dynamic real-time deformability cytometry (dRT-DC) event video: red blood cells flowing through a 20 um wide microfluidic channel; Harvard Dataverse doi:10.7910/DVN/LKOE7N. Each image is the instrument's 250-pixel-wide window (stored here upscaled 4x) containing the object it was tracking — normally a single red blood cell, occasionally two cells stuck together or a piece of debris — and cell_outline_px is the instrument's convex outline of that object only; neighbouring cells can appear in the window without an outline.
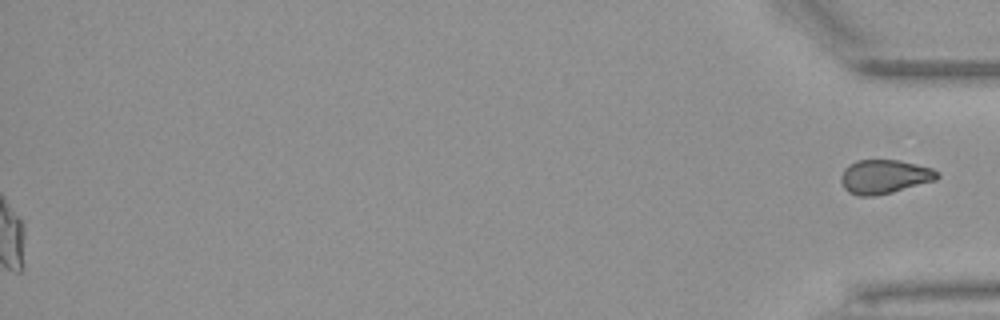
{"species": "Egyptian fruit bat (a non-hibernating species)", "species_latin": "Rousettus aegyptiacus", "temperature_condition": "warm", "stored_images_in_passage": 40, "segment_of_instrument_passage": [2, 2], "camera_frame_rate_fps": 3000, "um_per_image_px": 0.085, "animal": {"sex": "female"}, "frame": {"image": 1, "passage_image": 40, "time_ms": 13.0, "image_size_px": [1000, 320], "cell_outline_px": [[940, 176], [936, 180], [892, 192], [876, 196], [856, 196], [848, 192], [844, 188], [840, 180], [840, 176], [844, 168], [848, 164], [856, 160], [900, 160], [932, 168], [940, 172]], "centroid_in_image_um": [75.16, 15.01], "position_along_channel_um": 360.0, "area_um2": 19.31}}